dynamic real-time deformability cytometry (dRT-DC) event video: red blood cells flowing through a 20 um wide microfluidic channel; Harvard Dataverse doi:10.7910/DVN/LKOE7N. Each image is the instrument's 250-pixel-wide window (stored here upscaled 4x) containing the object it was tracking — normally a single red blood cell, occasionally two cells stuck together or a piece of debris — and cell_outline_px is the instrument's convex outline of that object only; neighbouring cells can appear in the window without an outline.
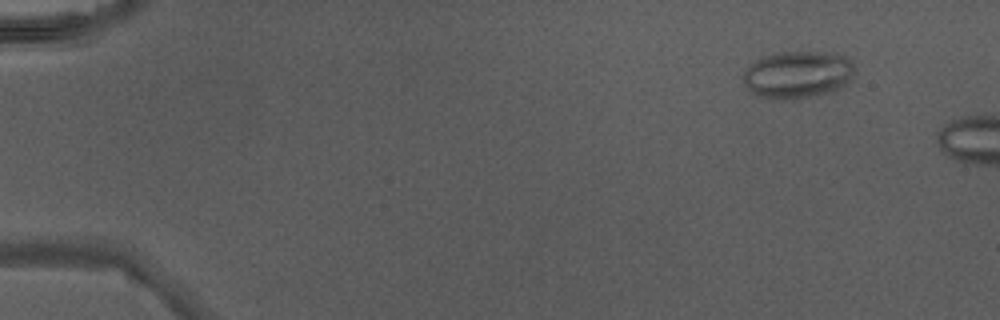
{"species": "Egyptian fruit bat (a non-hibernating species)", "species_latin": "Rousettus aegyptiacus", "temperature_condition": "warm", "stored_images_in_passage": 11, "camera_frame_rate_fps": 3000, "um_per_image_px": 0.085, "animal": {"sex": "male"}, "frame": {"image": 1, "passage_image": 5, "time_ms": 1.333, "image_size_px": [1000, 320], "cell_outline_px": [[856, 68], [848, 84], [832, 92], [784, 100], [756, 96], [744, 84], [744, 72], [756, 60], [772, 52], [824, 52], [848, 56], [852, 60]], "centroid_in_image_um": [67.85, 6.33], "position_along_channel_um": 17.2, "area_um2": 30.87}}